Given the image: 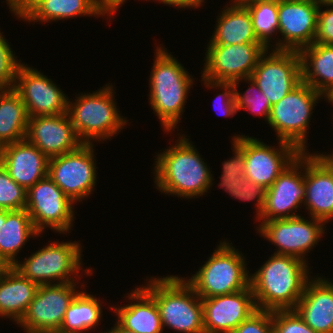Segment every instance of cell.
Returning a JSON list of instances; mask_svg holds the SVG:
<instances>
[{
    "mask_svg": "<svg viewBox=\"0 0 333 333\" xmlns=\"http://www.w3.org/2000/svg\"><path fill=\"white\" fill-rule=\"evenodd\" d=\"M184 133L176 134L172 145L153 156V182L160 194L195 200L211 192L215 179L212 168Z\"/></svg>",
    "mask_w": 333,
    "mask_h": 333,
    "instance_id": "cell-1",
    "label": "cell"
},
{
    "mask_svg": "<svg viewBox=\"0 0 333 333\" xmlns=\"http://www.w3.org/2000/svg\"><path fill=\"white\" fill-rule=\"evenodd\" d=\"M154 51L148 80V102L152 113L159 119L162 131L173 134L176 128L180 130L187 98L196 78L163 44H158Z\"/></svg>",
    "mask_w": 333,
    "mask_h": 333,
    "instance_id": "cell-2",
    "label": "cell"
},
{
    "mask_svg": "<svg viewBox=\"0 0 333 333\" xmlns=\"http://www.w3.org/2000/svg\"><path fill=\"white\" fill-rule=\"evenodd\" d=\"M270 256L256 272L250 273L256 308L269 311L294 309L313 276V266L309 268L310 263L292 256Z\"/></svg>",
    "mask_w": 333,
    "mask_h": 333,
    "instance_id": "cell-3",
    "label": "cell"
},
{
    "mask_svg": "<svg viewBox=\"0 0 333 333\" xmlns=\"http://www.w3.org/2000/svg\"><path fill=\"white\" fill-rule=\"evenodd\" d=\"M104 85L92 93L76 94L75 100L68 99L67 113L82 143L112 140L131 123L117 106L115 84Z\"/></svg>",
    "mask_w": 333,
    "mask_h": 333,
    "instance_id": "cell-4",
    "label": "cell"
},
{
    "mask_svg": "<svg viewBox=\"0 0 333 333\" xmlns=\"http://www.w3.org/2000/svg\"><path fill=\"white\" fill-rule=\"evenodd\" d=\"M144 281L141 286L158 306L163 331L205 333L201 298L182 277L150 276Z\"/></svg>",
    "mask_w": 333,
    "mask_h": 333,
    "instance_id": "cell-5",
    "label": "cell"
},
{
    "mask_svg": "<svg viewBox=\"0 0 333 333\" xmlns=\"http://www.w3.org/2000/svg\"><path fill=\"white\" fill-rule=\"evenodd\" d=\"M40 248L12 266L32 282L38 285L81 282L83 275H94L91 267L83 269L84 247L80 241L51 240Z\"/></svg>",
    "mask_w": 333,
    "mask_h": 333,
    "instance_id": "cell-6",
    "label": "cell"
},
{
    "mask_svg": "<svg viewBox=\"0 0 333 333\" xmlns=\"http://www.w3.org/2000/svg\"><path fill=\"white\" fill-rule=\"evenodd\" d=\"M229 242L227 238L220 240L195 274L182 277L200 298L228 295L250 286L246 256Z\"/></svg>",
    "mask_w": 333,
    "mask_h": 333,
    "instance_id": "cell-7",
    "label": "cell"
},
{
    "mask_svg": "<svg viewBox=\"0 0 333 333\" xmlns=\"http://www.w3.org/2000/svg\"><path fill=\"white\" fill-rule=\"evenodd\" d=\"M321 99H324L323 94L301 82L274 104L267 124L275 131L276 140L294 145L301 153H308V130Z\"/></svg>",
    "mask_w": 333,
    "mask_h": 333,
    "instance_id": "cell-8",
    "label": "cell"
},
{
    "mask_svg": "<svg viewBox=\"0 0 333 333\" xmlns=\"http://www.w3.org/2000/svg\"><path fill=\"white\" fill-rule=\"evenodd\" d=\"M301 215L258 222L256 233L274 244L273 254L292 256L309 263L307 255L327 234V225L322 220Z\"/></svg>",
    "mask_w": 333,
    "mask_h": 333,
    "instance_id": "cell-9",
    "label": "cell"
},
{
    "mask_svg": "<svg viewBox=\"0 0 333 333\" xmlns=\"http://www.w3.org/2000/svg\"><path fill=\"white\" fill-rule=\"evenodd\" d=\"M95 144H81L76 150L49 158L48 177L75 204L90 198L97 185Z\"/></svg>",
    "mask_w": 333,
    "mask_h": 333,
    "instance_id": "cell-10",
    "label": "cell"
},
{
    "mask_svg": "<svg viewBox=\"0 0 333 333\" xmlns=\"http://www.w3.org/2000/svg\"><path fill=\"white\" fill-rule=\"evenodd\" d=\"M74 207L75 203L48 176L27 189L25 209L40 234L46 228L58 235L71 233L76 219Z\"/></svg>",
    "mask_w": 333,
    "mask_h": 333,
    "instance_id": "cell-11",
    "label": "cell"
},
{
    "mask_svg": "<svg viewBox=\"0 0 333 333\" xmlns=\"http://www.w3.org/2000/svg\"><path fill=\"white\" fill-rule=\"evenodd\" d=\"M243 133L230 136L243 150L245 179L268 189L278 176L301 154L292 144L278 140L277 146Z\"/></svg>",
    "mask_w": 333,
    "mask_h": 333,
    "instance_id": "cell-12",
    "label": "cell"
},
{
    "mask_svg": "<svg viewBox=\"0 0 333 333\" xmlns=\"http://www.w3.org/2000/svg\"><path fill=\"white\" fill-rule=\"evenodd\" d=\"M82 282L39 285L34 299L17 325L25 333L58 332L69 305L80 290L87 287V282Z\"/></svg>",
    "mask_w": 333,
    "mask_h": 333,
    "instance_id": "cell-13",
    "label": "cell"
},
{
    "mask_svg": "<svg viewBox=\"0 0 333 333\" xmlns=\"http://www.w3.org/2000/svg\"><path fill=\"white\" fill-rule=\"evenodd\" d=\"M201 77L216 82L250 78L259 58L267 51L262 43L207 44Z\"/></svg>",
    "mask_w": 333,
    "mask_h": 333,
    "instance_id": "cell-14",
    "label": "cell"
},
{
    "mask_svg": "<svg viewBox=\"0 0 333 333\" xmlns=\"http://www.w3.org/2000/svg\"><path fill=\"white\" fill-rule=\"evenodd\" d=\"M251 78L273 106L302 82L299 52L267 49Z\"/></svg>",
    "mask_w": 333,
    "mask_h": 333,
    "instance_id": "cell-15",
    "label": "cell"
},
{
    "mask_svg": "<svg viewBox=\"0 0 333 333\" xmlns=\"http://www.w3.org/2000/svg\"><path fill=\"white\" fill-rule=\"evenodd\" d=\"M48 75L22 62L13 89L25 104L29 117L67 113L68 95Z\"/></svg>",
    "mask_w": 333,
    "mask_h": 333,
    "instance_id": "cell-16",
    "label": "cell"
},
{
    "mask_svg": "<svg viewBox=\"0 0 333 333\" xmlns=\"http://www.w3.org/2000/svg\"><path fill=\"white\" fill-rule=\"evenodd\" d=\"M305 153H301L266 189L263 212L258 222L300 216L305 199Z\"/></svg>",
    "mask_w": 333,
    "mask_h": 333,
    "instance_id": "cell-17",
    "label": "cell"
},
{
    "mask_svg": "<svg viewBox=\"0 0 333 333\" xmlns=\"http://www.w3.org/2000/svg\"><path fill=\"white\" fill-rule=\"evenodd\" d=\"M319 5L314 0L278 3V50L299 52L314 43Z\"/></svg>",
    "mask_w": 333,
    "mask_h": 333,
    "instance_id": "cell-18",
    "label": "cell"
},
{
    "mask_svg": "<svg viewBox=\"0 0 333 333\" xmlns=\"http://www.w3.org/2000/svg\"><path fill=\"white\" fill-rule=\"evenodd\" d=\"M25 139L48 158L74 151L83 144L68 113L29 117Z\"/></svg>",
    "mask_w": 333,
    "mask_h": 333,
    "instance_id": "cell-19",
    "label": "cell"
},
{
    "mask_svg": "<svg viewBox=\"0 0 333 333\" xmlns=\"http://www.w3.org/2000/svg\"><path fill=\"white\" fill-rule=\"evenodd\" d=\"M201 301L205 333H231L257 310L251 286Z\"/></svg>",
    "mask_w": 333,
    "mask_h": 333,
    "instance_id": "cell-20",
    "label": "cell"
},
{
    "mask_svg": "<svg viewBox=\"0 0 333 333\" xmlns=\"http://www.w3.org/2000/svg\"><path fill=\"white\" fill-rule=\"evenodd\" d=\"M305 199L307 215L324 221L333 220V170L314 152L305 153ZM305 207V208H304Z\"/></svg>",
    "mask_w": 333,
    "mask_h": 333,
    "instance_id": "cell-21",
    "label": "cell"
},
{
    "mask_svg": "<svg viewBox=\"0 0 333 333\" xmlns=\"http://www.w3.org/2000/svg\"><path fill=\"white\" fill-rule=\"evenodd\" d=\"M49 158L26 139L0 148V164L26 190L48 176Z\"/></svg>",
    "mask_w": 333,
    "mask_h": 333,
    "instance_id": "cell-22",
    "label": "cell"
},
{
    "mask_svg": "<svg viewBox=\"0 0 333 333\" xmlns=\"http://www.w3.org/2000/svg\"><path fill=\"white\" fill-rule=\"evenodd\" d=\"M294 310L316 333H333V279L313 275Z\"/></svg>",
    "mask_w": 333,
    "mask_h": 333,
    "instance_id": "cell-23",
    "label": "cell"
},
{
    "mask_svg": "<svg viewBox=\"0 0 333 333\" xmlns=\"http://www.w3.org/2000/svg\"><path fill=\"white\" fill-rule=\"evenodd\" d=\"M128 295V296H127ZM126 297V298H125ZM126 305H108L123 328L135 333H163L160 312L154 298L140 285L124 296Z\"/></svg>",
    "mask_w": 333,
    "mask_h": 333,
    "instance_id": "cell-24",
    "label": "cell"
},
{
    "mask_svg": "<svg viewBox=\"0 0 333 333\" xmlns=\"http://www.w3.org/2000/svg\"><path fill=\"white\" fill-rule=\"evenodd\" d=\"M38 287L13 267H0V318L12 320L16 325L26 313Z\"/></svg>",
    "mask_w": 333,
    "mask_h": 333,
    "instance_id": "cell-25",
    "label": "cell"
},
{
    "mask_svg": "<svg viewBox=\"0 0 333 333\" xmlns=\"http://www.w3.org/2000/svg\"><path fill=\"white\" fill-rule=\"evenodd\" d=\"M219 12L207 44L261 43L254 33L251 15L241 2L230 0Z\"/></svg>",
    "mask_w": 333,
    "mask_h": 333,
    "instance_id": "cell-26",
    "label": "cell"
},
{
    "mask_svg": "<svg viewBox=\"0 0 333 333\" xmlns=\"http://www.w3.org/2000/svg\"><path fill=\"white\" fill-rule=\"evenodd\" d=\"M33 226L26 209L6 210V220L0 229V267H12L30 239L43 237Z\"/></svg>",
    "mask_w": 333,
    "mask_h": 333,
    "instance_id": "cell-27",
    "label": "cell"
},
{
    "mask_svg": "<svg viewBox=\"0 0 333 333\" xmlns=\"http://www.w3.org/2000/svg\"><path fill=\"white\" fill-rule=\"evenodd\" d=\"M299 54L302 82L325 95L333 86V45L314 42Z\"/></svg>",
    "mask_w": 333,
    "mask_h": 333,
    "instance_id": "cell-28",
    "label": "cell"
},
{
    "mask_svg": "<svg viewBox=\"0 0 333 333\" xmlns=\"http://www.w3.org/2000/svg\"><path fill=\"white\" fill-rule=\"evenodd\" d=\"M105 17L97 0H44L23 21L47 24L78 17ZM75 17V18H74Z\"/></svg>",
    "mask_w": 333,
    "mask_h": 333,
    "instance_id": "cell-29",
    "label": "cell"
},
{
    "mask_svg": "<svg viewBox=\"0 0 333 333\" xmlns=\"http://www.w3.org/2000/svg\"><path fill=\"white\" fill-rule=\"evenodd\" d=\"M102 303L104 304V300L102 302V299L88 293L84 287L69 305L57 333L94 332L103 319Z\"/></svg>",
    "mask_w": 333,
    "mask_h": 333,
    "instance_id": "cell-30",
    "label": "cell"
},
{
    "mask_svg": "<svg viewBox=\"0 0 333 333\" xmlns=\"http://www.w3.org/2000/svg\"><path fill=\"white\" fill-rule=\"evenodd\" d=\"M29 116L24 102L12 88L0 90V148L24 140Z\"/></svg>",
    "mask_w": 333,
    "mask_h": 333,
    "instance_id": "cell-31",
    "label": "cell"
},
{
    "mask_svg": "<svg viewBox=\"0 0 333 333\" xmlns=\"http://www.w3.org/2000/svg\"><path fill=\"white\" fill-rule=\"evenodd\" d=\"M241 3L248 9L251 15L253 29L257 39L267 49L278 50V2L264 1Z\"/></svg>",
    "mask_w": 333,
    "mask_h": 333,
    "instance_id": "cell-32",
    "label": "cell"
},
{
    "mask_svg": "<svg viewBox=\"0 0 333 333\" xmlns=\"http://www.w3.org/2000/svg\"><path fill=\"white\" fill-rule=\"evenodd\" d=\"M243 81L245 84L248 83L246 91H240L239 88V84ZM233 85L238 112L241 110H247L251 114L256 115L255 117L260 116L264 119L265 123H268L272 105L270 104L268 97H266L265 94L259 89L256 82L250 77L235 81L233 82Z\"/></svg>",
    "mask_w": 333,
    "mask_h": 333,
    "instance_id": "cell-33",
    "label": "cell"
},
{
    "mask_svg": "<svg viewBox=\"0 0 333 333\" xmlns=\"http://www.w3.org/2000/svg\"><path fill=\"white\" fill-rule=\"evenodd\" d=\"M27 190L18 185L0 164V207L8 211L23 210L26 207Z\"/></svg>",
    "mask_w": 333,
    "mask_h": 333,
    "instance_id": "cell-34",
    "label": "cell"
},
{
    "mask_svg": "<svg viewBox=\"0 0 333 333\" xmlns=\"http://www.w3.org/2000/svg\"><path fill=\"white\" fill-rule=\"evenodd\" d=\"M3 33L0 28V90H8L14 86L16 73L22 61L17 58L11 43Z\"/></svg>",
    "mask_w": 333,
    "mask_h": 333,
    "instance_id": "cell-35",
    "label": "cell"
},
{
    "mask_svg": "<svg viewBox=\"0 0 333 333\" xmlns=\"http://www.w3.org/2000/svg\"><path fill=\"white\" fill-rule=\"evenodd\" d=\"M201 85H204L205 88L208 89H216L222 91L219 94H216L214 99V109L218 111L221 116L223 115L225 118L234 117L237 113V105L235 101V92L233 82H216L211 81L209 79H204L201 77Z\"/></svg>",
    "mask_w": 333,
    "mask_h": 333,
    "instance_id": "cell-36",
    "label": "cell"
},
{
    "mask_svg": "<svg viewBox=\"0 0 333 333\" xmlns=\"http://www.w3.org/2000/svg\"><path fill=\"white\" fill-rule=\"evenodd\" d=\"M273 333H316L294 309L272 311Z\"/></svg>",
    "mask_w": 333,
    "mask_h": 333,
    "instance_id": "cell-37",
    "label": "cell"
},
{
    "mask_svg": "<svg viewBox=\"0 0 333 333\" xmlns=\"http://www.w3.org/2000/svg\"><path fill=\"white\" fill-rule=\"evenodd\" d=\"M314 42L333 45V1L321 2L319 5Z\"/></svg>",
    "mask_w": 333,
    "mask_h": 333,
    "instance_id": "cell-38",
    "label": "cell"
},
{
    "mask_svg": "<svg viewBox=\"0 0 333 333\" xmlns=\"http://www.w3.org/2000/svg\"><path fill=\"white\" fill-rule=\"evenodd\" d=\"M231 333H273L272 311L257 309Z\"/></svg>",
    "mask_w": 333,
    "mask_h": 333,
    "instance_id": "cell-39",
    "label": "cell"
},
{
    "mask_svg": "<svg viewBox=\"0 0 333 333\" xmlns=\"http://www.w3.org/2000/svg\"><path fill=\"white\" fill-rule=\"evenodd\" d=\"M266 197V189L251 180L245 179L243 184H239L237 190V200L242 202H255L256 217L257 220L264 209Z\"/></svg>",
    "mask_w": 333,
    "mask_h": 333,
    "instance_id": "cell-40",
    "label": "cell"
},
{
    "mask_svg": "<svg viewBox=\"0 0 333 333\" xmlns=\"http://www.w3.org/2000/svg\"><path fill=\"white\" fill-rule=\"evenodd\" d=\"M232 156L222 162V175H236L245 178V161L243 150L231 139Z\"/></svg>",
    "mask_w": 333,
    "mask_h": 333,
    "instance_id": "cell-41",
    "label": "cell"
},
{
    "mask_svg": "<svg viewBox=\"0 0 333 333\" xmlns=\"http://www.w3.org/2000/svg\"><path fill=\"white\" fill-rule=\"evenodd\" d=\"M44 0H6V5L12 17L24 20Z\"/></svg>",
    "mask_w": 333,
    "mask_h": 333,
    "instance_id": "cell-42",
    "label": "cell"
},
{
    "mask_svg": "<svg viewBox=\"0 0 333 333\" xmlns=\"http://www.w3.org/2000/svg\"><path fill=\"white\" fill-rule=\"evenodd\" d=\"M220 182L217 184L219 189L226 191V193L233 199H237V190L239 184H243L245 178H237L236 175H220Z\"/></svg>",
    "mask_w": 333,
    "mask_h": 333,
    "instance_id": "cell-43",
    "label": "cell"
},
{
    "mask_svg": "<svg viewBox=\"0 0 333 333\" xmlns=\"http://www.w3.org/2000/svg\"><path fill=\"white\" fill-rule=\"evenodd\" d=\"M154 3L158 2V3H162L164 4L163 6L167 5V6H171V7H175L178 8L176 10H183L188 8L189 10L192 9H196V8H201V6L203 4H205L206 0H153Z\"/></svg>",
    "mask_w": 333,
    "mask_h": 333,
    "instance_id": "cell-44",
    "label": "cell"
},
{
    "mask_svg": "<svg viewBox=\"0 0 333 333\" xmlns=\"http://www.w3.org/2000/svg\"><path fill=\"white\" fill-rule=\"evenodd\" d=\"M147 2V0H145ZM98 5L102 12L107 16V18H113L118 10L121 8L127 0H97ZM112 16V17H111Z\"/></svg>",
    "mask_w": 333,
    "mask_h": 333,
    "instance_id": "cell-45",
    "label": "cell"
},
{
    "mask_svg": "<svg viewBox=\"0 0 333 333\" xmlns=\"http://www.w3.org/2000/svg\"><path fill=\"white\" fill-rule=\"evenodd\" d=\"M114 323L115 324L110 329H106V331H102L99 333H135L133 331L123 328L116 320Z\"/></svg>",
    "mask_w": 333,
    "mask_h": 333,
    "instance_id": "cell-46",
    "label": "cell"
},
{
    "mask_svg": "<svg viewBox=\"0 0 333 333\" xmlns=\"http://www.w3.org/2000/svg\"><path fill=\"white\" fill-rule=\"evenodd\" d=\"M331 116H332L331 118L333 119V115H331ZM314 153L325 163H333V151H332L331 154L330 153L328 154L327 152H321L320 153V152H317V151L314 152Z\"/></svg>",
    "mask_w": 333,
    "mask_h": 333,
    "instance_id": "cell-47",
    "label": "cell"
},
{
    "mask_svg": "<svg viewBox=\"0 0 333 333\" xmlns=\"http://www.w3.org/2000/svg\"><path fill=\"white\" fill-rule=\"evenodd\" d=\"M324 101L331 103L333 106V86L329 89V91L324 95ZM333 115V114H332Z\"/></svg>",
    "mask_w": 333,
    "mask_h": 333,
    "instance_id": "cell-48",
    "label": "cell"
},
{
    "mask_svg": "<svg viewBox=\"0 0 333 333\" xmlns=\"http://www.w3.org/2000/svg\"><path fill=\"white\" fill-rule=\"evenodd\" d=\"M5 220H6V210L0 207V229L1 226L5 223Z\"/></svg>",
    "mask_w": 333,
    "mask_h": 333,
    "instance_id": "cell-49",
    "label": "cell"
},
{
    "mask_svg": "<svg viewBox=\"0 0 333 333\" xmlns=\"http://www.w3.org/2000/svg\"><path fill=\"white\" fill-rule=\"evenodd\" d=\"M239 2H264V1H267V2H282V1H285V0H238Z\"/></svg>",
    "mask_w": 333,
    "mask_h": 333,
    "instance_id": "cell-50",
    "label": "cell"
},
{
    "mask_svg": "<svg viewBox=\"0 0 333 333\" xmlns=\"http://www.w3.org/2000/svg\"><path fill=\"white\" fill-rule=\"evenodd\" d=\"M314 1H318V2H328V1H333V0H314Z\"/></svg>",
    "mask_w": 333,
    "mask_h": 333,
    "instance_id": "cell-51",
    "label": "cell"
},
{
    "mask_svg": "<svg viewBox=\"0 0 333 333\" xmlns=\"http://www.w3.org/2000/svg\"><path fill=\"white\" fill-rule=\"evenodd\" d=\"M333 170V163H326Z\"/></svg>",
    "mask_w": 333,
    "mask_h": 333,
    "instance_id": "cell-52",
    "label": "cell"
}]
</instances>
